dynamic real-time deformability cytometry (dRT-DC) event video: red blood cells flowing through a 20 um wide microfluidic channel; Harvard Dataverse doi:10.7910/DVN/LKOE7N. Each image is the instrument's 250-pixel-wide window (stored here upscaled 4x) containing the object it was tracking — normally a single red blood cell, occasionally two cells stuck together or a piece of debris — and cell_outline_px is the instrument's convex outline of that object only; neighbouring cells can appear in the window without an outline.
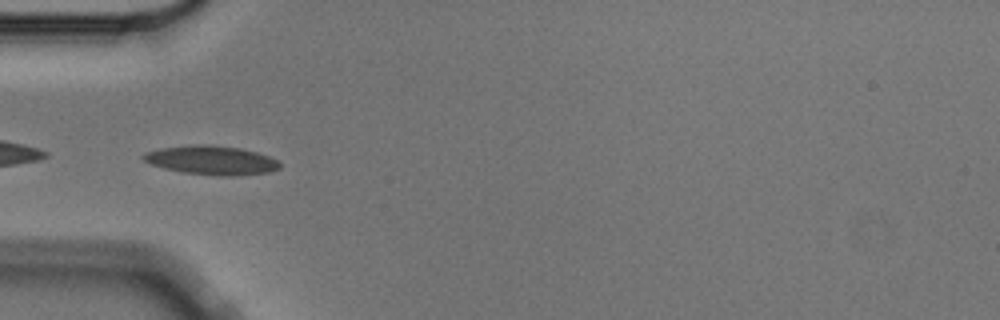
{"species": "Egyptian fruit bat (a non-hibernating species)", "species_latin": "Rousettus aegyptiacus", "temperature_condition": "cold", "stored_images_in_passage": 6, "camera_frame_rate_fps": 3000, "um_per_image_px": 0.085, "animal": {"sex": "male"}, "frame": {"image": 1, "passage_image": 6, "time_ms": 1.667, "image_size_px": [1000, 320], "cell_outline_px": [[280, 168], [268, 172], [232, 176], [216, 176], [180, 172], [164, 168], [152, 164], [144, 160], [140, 156], [144, 152], [160, 148], [196, 144], [208, 144], [240, 148], [256, 152], [268, 156], [276, 160], [280, 164]], "centroid_in_image_um": [17.94, 13.62], "position_along_channel_um": 67.1, "area_um2": 23.06}}